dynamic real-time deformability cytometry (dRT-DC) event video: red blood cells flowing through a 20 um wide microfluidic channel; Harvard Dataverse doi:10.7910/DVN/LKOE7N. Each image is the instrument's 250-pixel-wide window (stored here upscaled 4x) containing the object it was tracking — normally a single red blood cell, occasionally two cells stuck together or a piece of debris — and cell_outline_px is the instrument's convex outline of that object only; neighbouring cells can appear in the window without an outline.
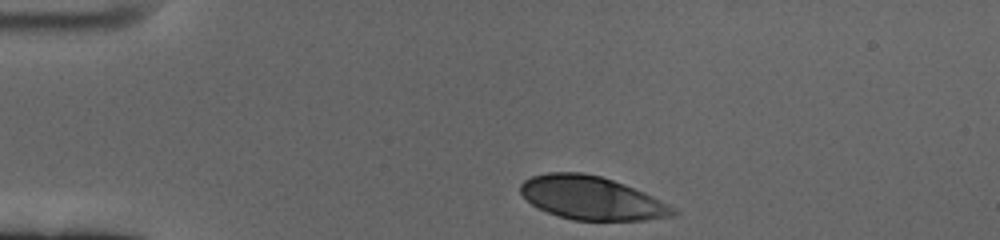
{"species": "human", "species_latin": "Homo sapiens", "temperature_condition": "cold", "stored_images_in_passage": 39, "camera_frame_rate_fps": 3000, "um_per_image_px": 0.085, "donor": {"sex": "female"}, "frame": {"image": 1, "passage_image": 1, "time_ms": 0.0, "image_size_px": [1000, 240], "cell_outline_px": [[680, 212], [676, 216], [644, 220], [572, 220], [548, 212], [532, 204], [520, 192], [520, 184], [524, 180], [532, 176], [548, 172], [584, 172], [600, 176], [624, 184], [644, 192], [676, 208]], "centroid_in_image_um": [50.32, 16.83], "position_along_channel_um": 34.7, "area_um2": 38.49}}
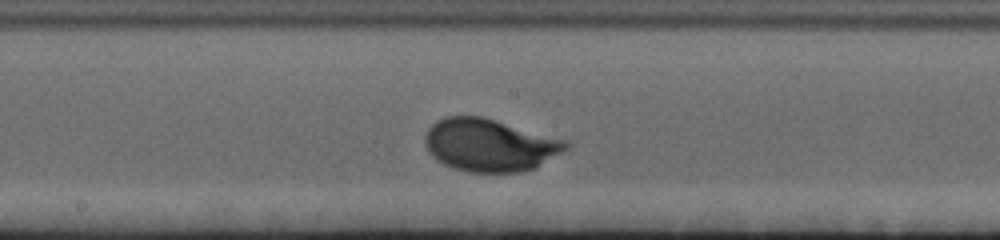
{"frame": {"image": 2, "passage_image": 21, "time_ms": 6.667, "image_size_px": [1000, 240], "cell_outline_px": [[572, 144], [568, 148], [536, 168], [520, 172], [468, 172], [452, 168], [436, 160], [428, 152], [424, 140], [424, 136], [428, 128], [436, 120], [444, 116], [480, 116], [496, 120], [564, 140]], "centroid_in_image_um": [41.58, 12.34], "position_along_channel_um": 206.6, "area_um2": 43.18}}
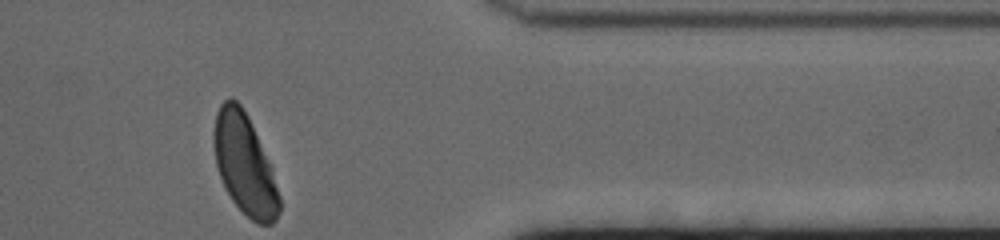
{"frame": {"image": 3, "passage_image": 39, "time_ms": 12.667, "image_size_px": [1000, 240], "cell_outline_px": [[280, 212], [276, 220], [272, 224], [256, 224], [232, 200], [224, 188], [216, 164], [212, 140], [212, 132], [216, 112], [220, 104], [224, 100], [232, 96], [240, 104], [248, 116], [272, 168], [280, 196]], "centroid_in_image_um": [20.77, 13.95], "position_along_channel_um": 390.6, "area_um2": 38.55}, "authors_computed_cell_mechanics": {"area_um2": 40.3444, "velocity_mm_per_s": 3.3371, "shape_relaxation_time_tau1_ms": 2.9391, "shape_relaxation_time_tau2_ms": null, "deformation_change_tau1": 0.1585, "deformation_change_tau2": null}}